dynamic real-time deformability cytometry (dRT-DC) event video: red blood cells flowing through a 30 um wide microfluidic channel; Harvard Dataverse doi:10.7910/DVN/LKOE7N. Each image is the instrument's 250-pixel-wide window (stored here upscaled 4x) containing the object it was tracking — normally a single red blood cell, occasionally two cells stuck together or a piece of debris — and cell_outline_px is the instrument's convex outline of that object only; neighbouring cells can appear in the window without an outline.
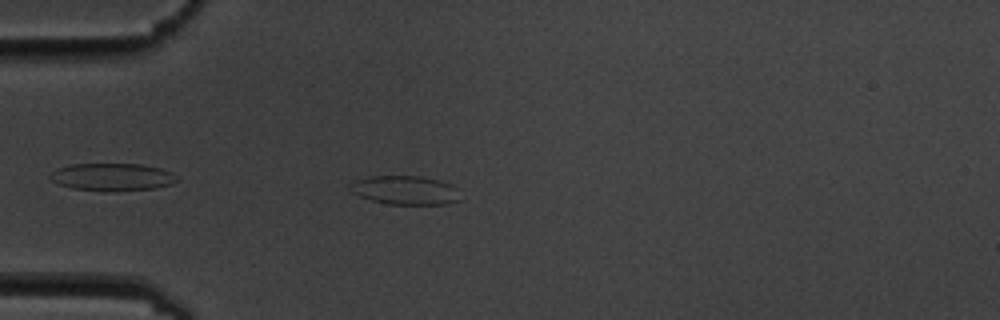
{"species": "common noctule bat (a hibernating species)", "species_latin": "Nyctalus noctula", "temperature_condition": "cold", "stored_images_in_passage": 1, "camera_frame_rate_fps": 3000, "um_per_image_px": 0.085, "animal": {"sex": "male", "body_mass_g": 19.5, "forearm_length_mm": 54.6}, "frame": {"image": 1, "passage_image": 1, "time_ms": 0.0, "image_size_px": [1000, 320], "cell_outline_px": [[460, 200], [448, 204], [388, 204], [372, 200], [360, 196], [352, 192], [348, 188], [348, 184], [356, 180], [368, 176], [420, 176], [440, 180], [452, 184], [456, 188]], "centroid_in_image_um": [34.43, 16.16], "position_along_channel_um": 50.6, "area_um2": 18.61}}